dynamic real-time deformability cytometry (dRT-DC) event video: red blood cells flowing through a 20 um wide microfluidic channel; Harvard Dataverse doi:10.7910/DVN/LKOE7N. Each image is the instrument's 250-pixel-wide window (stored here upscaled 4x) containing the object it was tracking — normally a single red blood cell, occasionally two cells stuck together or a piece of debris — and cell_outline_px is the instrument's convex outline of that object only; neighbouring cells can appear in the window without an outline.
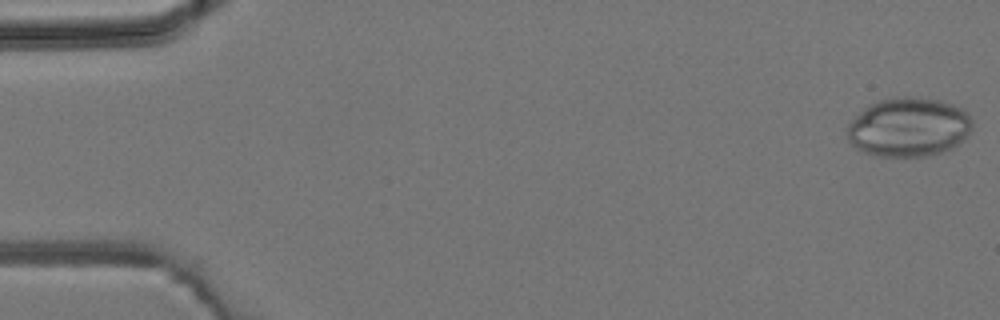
{"species": "common noctule bat (a hibernating species)", "species_latin": "Nyctalus noctula", "temperature_condition": "room temperature", "stored_images_in_passage": 5, "camera_frame_rate_fps": 3000, "um_per_image_px": 0.085, "animal": {"sex": "male", "body_mass_g": 19.2, "forearm_length_mm": 51.8}, "frame": {"image": 1, "passage_image": 1, "time_ms": 0.0, "image_size_px": [1000, 320], "cell_outline_px": [[972, 132], [964, 140], [940, 152], [928, 156], [872, 156], [856, 148], [848, 140], [848, 124], [868, 104], [880, 100], [896, 96], [916, 96], [940, 100], [964, 108], [972, 116]], "centroid_in_image_um": [77.26, 10.79], "position_along_channel_um": 7.7, "area_um2": 43.52}}